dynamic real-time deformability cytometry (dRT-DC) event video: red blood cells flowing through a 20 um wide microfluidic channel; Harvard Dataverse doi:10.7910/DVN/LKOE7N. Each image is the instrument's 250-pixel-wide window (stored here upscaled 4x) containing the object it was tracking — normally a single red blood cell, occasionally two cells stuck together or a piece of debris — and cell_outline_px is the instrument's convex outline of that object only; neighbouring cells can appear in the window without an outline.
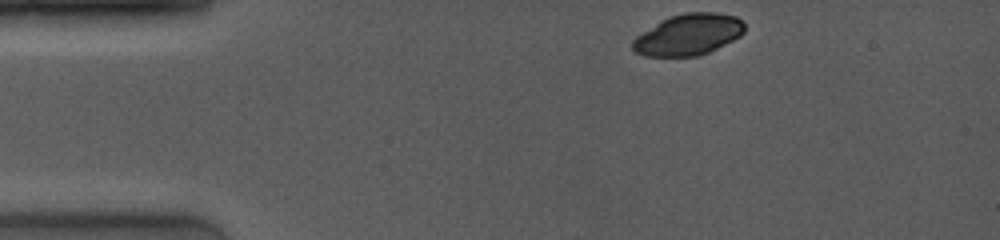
{"species": "common noctule bat (a hibernating species)", "species_latin": "Nyctalus noctula", "temperature_condition": "room temperature", "stored_images_in_passage": 7, "camera_frame_rate_fps": 4000, "um_per_image_px": 0.085, "animal": {"sex": "female", "body_mass_g": 19.0, "forearm_length_mm": 53.3}, "frame": {"image": 1, "passage_image": 1, "time_ms": 0.0, "image_size_px": [1000, 240], "cell_outline_px": [[744, 32], [740, 36], [708, 52], [696, 56], [644, 56], [636, 52], [632, 48], [632, 40], [636, 36], [660, 20], [668, 16], [684, 12], [720, 12], [736, 16], [744, 24]], "centroid_in_image_um": [58.49, 2.92], "position_along_channel_um": 26.5, "area_um2": 26.93}}
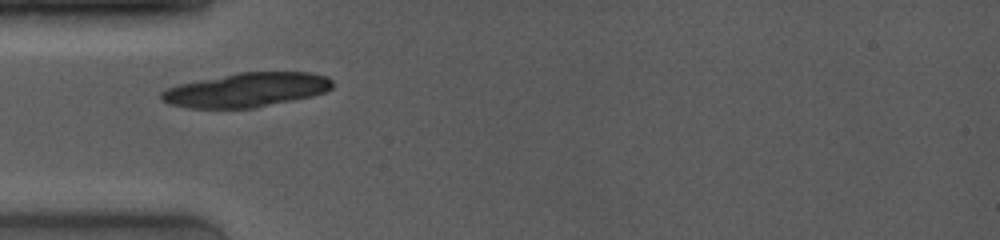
{"frame": {"image": 2, "passage_image": 7, "time_ms": 2.5, "image_size_px": [1000, 240], "cell_outline_px": [[332, 88], [324, 92], [312, 96], [256, 108], [188, 108], [168, 104], [160, 100], [160, 92], [168, 88], [180, 84], [240, 72], [312, 72], [328, 76], [332, 80]], "centroid_in_image_um": [20.96, 7.65], "position_along_channel_um": 64.0, "area_um2": 34.16}}